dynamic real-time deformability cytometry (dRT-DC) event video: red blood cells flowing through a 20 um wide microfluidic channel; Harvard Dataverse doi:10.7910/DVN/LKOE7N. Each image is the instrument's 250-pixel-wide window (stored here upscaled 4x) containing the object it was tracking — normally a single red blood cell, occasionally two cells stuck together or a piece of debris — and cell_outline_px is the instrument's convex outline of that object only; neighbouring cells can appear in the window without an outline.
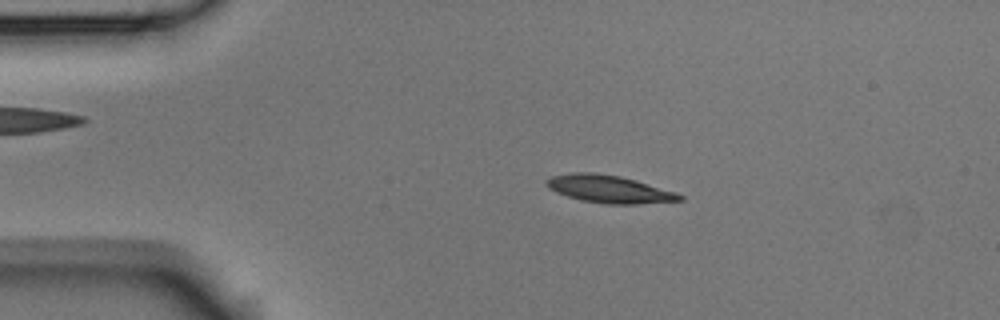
{"species": "Egyptian fruit bat (a non-hibernating species)", "species_latin": "Rousettus aegyptiacus", "temperature_condition": "room temperature", "stored_images_in_passage": 53, "camera_frame_rate_fps": 3000, "um_per_image_px": 0.085, "animal": {"sex": "male"}, "frame": {"image": 1, "passage_image": 10, "time_ms": 3.0, "image_size_px": [1000, 320], "cell_outline_px": [[684, 200], [636, 204], [608, 204], [580, 200], [556, 192], [548, 188], [544, 184], [544, 180], [552, 176], [572, 172], [596, 172], [620, 176], [636, 180], [676, 192], [684, 196]], "centroid_in_image_um": [51.75, 16.06], "position_along_channel_um": 33.2, "area_um2": 21.56}}
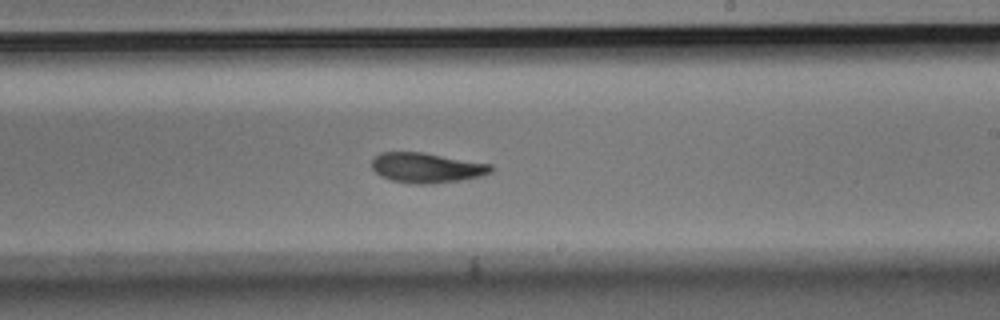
{"frame": {"image": 2, "passage_image": 31, "time_ms": 10.0, "image_size_px": [1000, 320], "cell_outline_px": [[496, 168], [492, 172], [480, 176], [460, 180], [432, 184], [416, 184], [392, 180], [380, 176], [372, 168], [372, 160], [380, 152], [424, 152], [492, 164]], "centroid_in_image_um": [36.3, 14.25], "position_along_channel_um": 252.7, "area_um2": 20.98}}
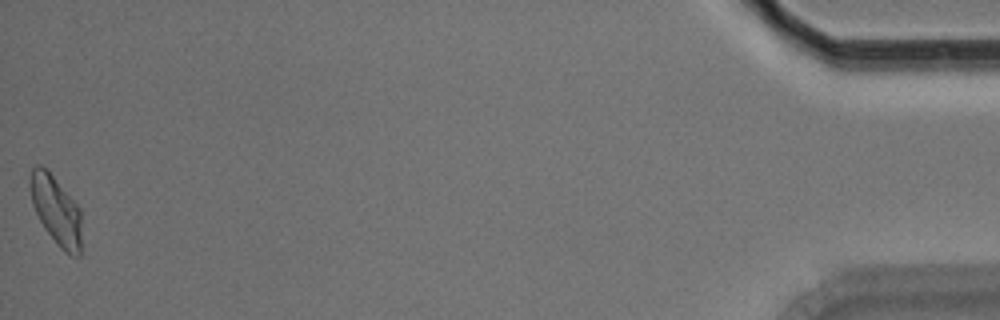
{"frame": {"image": 3, "passage_image": 53, "time_ms": 17.333, "image_size_px": [1000, 320], "cell_outline_px": [[80, 256], [72, 256], [64, 252], [56, 244], [44, 228], [32, 204], [28, 188], [28, 180], [32, 168], [36, 164], [40, 164], [48, 168], [80, 208]], "centroid_in_image_um": [4.72, 17.81], "position_along_channel_um": 430.5, "area_um2": 21.04}, "authors_computed_cell_mechanics": {"area_um2": 20.9236, "velocity_mm_per_s": 3.7385, "shape_relaxation_time_tau1_ms": 3.8437, "shape_relaxation_time_tau2_ms": 4.76, "deformation_change_tau1": 0.1512, "deformation_change_tau2": 0.0992}}